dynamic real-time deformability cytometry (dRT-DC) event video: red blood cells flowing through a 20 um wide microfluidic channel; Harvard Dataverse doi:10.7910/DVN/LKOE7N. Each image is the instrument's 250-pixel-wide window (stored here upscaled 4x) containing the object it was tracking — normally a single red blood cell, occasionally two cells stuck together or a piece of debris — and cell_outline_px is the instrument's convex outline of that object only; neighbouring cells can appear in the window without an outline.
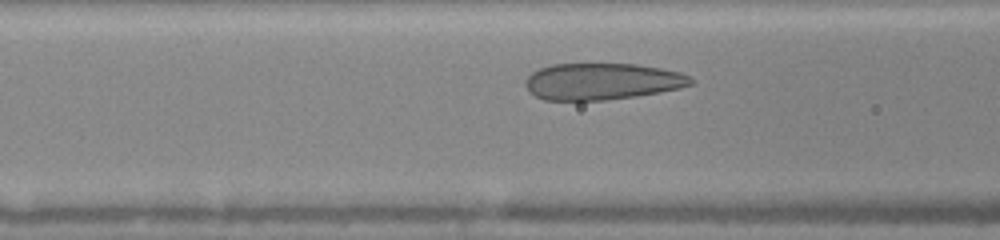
{"species": "human", "species_latin": "Homo sapiens", "temperature_condition": "warm", "stored_images_in_passage": 29, "camera_frame_rate_fps": 3000, "um_per_image_px": 0.085, "donor": {"sex": "female"}, "frame": {"image": 1, "passage_image": 7, "time_ms": 2.333, "image_size_px": [1000, 240], "cell_outline_px": [[696, 80], [692, 84], [680, 88], [660, 92], [636, 96], [604, 100], [544, 100], [528, 92], [524, 84], [528, 76], [532, 72], [540, 68], [552, 64], [636, 64], [660, 68], [680, 72], [692, 76]], "centroid_in_image_um": [51.19, 6.92], "position_along_channel_um": 115.4, "area_um2": 35.49}}
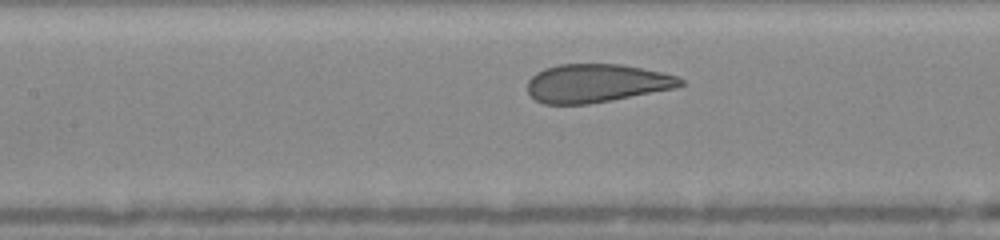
{"frame": {"image": 2, "passage_image": 10, "time_ms": 3.333, "image_size_px": [1000, 240], "cell_outline_px": [[684, 84], [676, 88], [612, 100], [588, 104], [544, 104], [536, 100], [528, 92], [528, 80], [536, 72], [544, 68], [556, 64], [620, 64], [660, 72], [676, 76], [684, 80]], "centroid_in_image_um": [50.68, 7.07], "position_along_channel_um": 156.7, "area_um2": 34.16}}
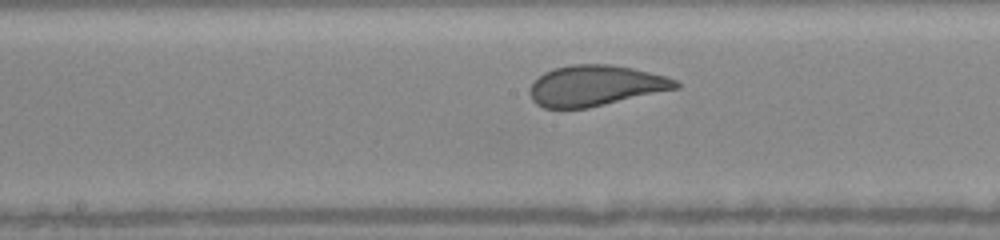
{"frame": {"image": 3, "passage_image": 13, "time_ms": 4.333, "image_size_px": [1000, 240], "cell_outline_px": [[680, 88], [588, 108], [544, 108], [536, 104], [532, 100], [528, 92], [532, 80], [544, 72], [552, 68], [572, 64], [612, 64], [632, 68], [668, 76], [676, 80], [680, 84]], "centroid_in_image_um": [50.59, 7.27], "position_along_channel_um": 197.6, "area_um2": 35.03}, "authors_computed_cell_mechanics": {"area_um2": 35.1424, "velocity_mm_per_s": 4.1076, "shape_relaxation_time_tau1_ms": 4.1106, "shape_relaxation_time_tau2_ms": null, "deformation_change_tau1": 0.1732, "deformation_change_tau2": null}}